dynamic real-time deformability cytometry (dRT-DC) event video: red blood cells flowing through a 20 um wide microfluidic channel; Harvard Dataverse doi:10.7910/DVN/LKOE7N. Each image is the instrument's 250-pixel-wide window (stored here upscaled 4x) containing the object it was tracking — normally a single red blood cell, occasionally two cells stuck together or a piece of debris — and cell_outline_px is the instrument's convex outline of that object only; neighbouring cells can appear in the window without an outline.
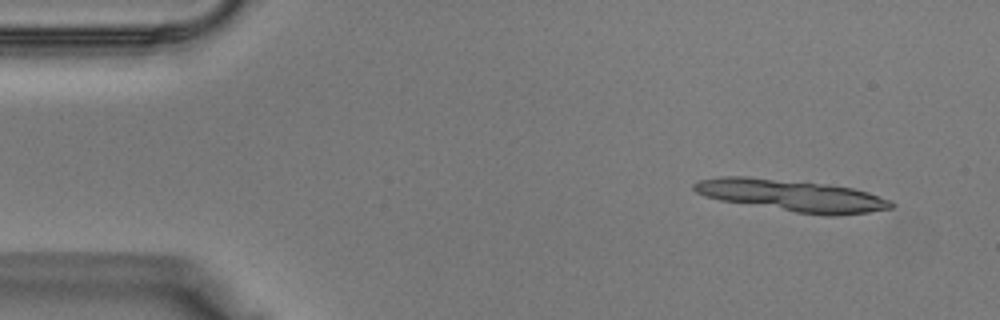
{"species": "Egyptian fruit bat (a non-hibernating species)", "species_latin": "Rousettus aegyptiacus", "temperature_condition": "warm", "stored_images_in_passage": 20, "camera_frame_rate_fps": 3000, "um_per_image_px": 0.085, "animal": {"sex": "male"}, "frame": {"image": 1, "passage_image": 1, "time_ms": 0.0, "image_size_px": [1000, 320], "cell_outline_px": [[896, 204], [892, 208], [868, 212], [836, 216], [824, 216], [796, 212], [720, 200], [704, 196], [696, 192], [692, 188], [692, 184], [696, 180], [720, 176], [748, 176], [828, 184], [852, 188], [868, 192], [892, 200]], "centroid_in_image_um": [67.3, 16.61], "position_along_channel_um": 17.7, "area_um2": 36.76}}
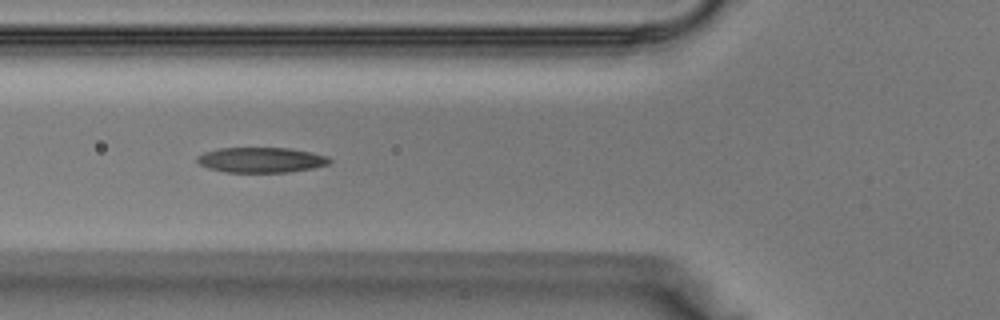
{"frame": {"image": 2, "passage_image": 12, "time_ms": 3.667, "image_size_px": [1000, 320], "cell_outline_px": [[332, 160], [328, 164], [312, 168], [288, 172], [224, 172], [208, 168], [200, 164], [196, 160], [196, 156], [204, 152], [220, 148], [292, 148], [312, 152], [328, 156]], "centroid_in_image_um": [22.2, 13.59], "position_along_channel_um": 103.6, "area_um2": 19.54}}
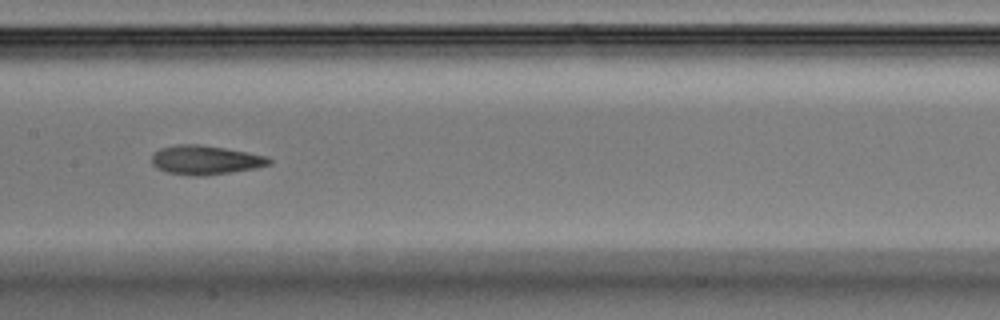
{"frame": {"image": 3, "passage_image": 17, "time_ms": 5.333, "image_size_px": [1000, 320], "cell_outline_px": [[272, 164], [256, 168], [204, 176], [192, 176], [168, 172], [152, 164], [152, 156], [160, 148], [176, 144], [200, 144], [224, 148], [268, 156], [272, 160]], "centroid_in_image_um": [17.49, 13.59], "position_along_channel_um": 189.9, "area_um2": 19.83}}